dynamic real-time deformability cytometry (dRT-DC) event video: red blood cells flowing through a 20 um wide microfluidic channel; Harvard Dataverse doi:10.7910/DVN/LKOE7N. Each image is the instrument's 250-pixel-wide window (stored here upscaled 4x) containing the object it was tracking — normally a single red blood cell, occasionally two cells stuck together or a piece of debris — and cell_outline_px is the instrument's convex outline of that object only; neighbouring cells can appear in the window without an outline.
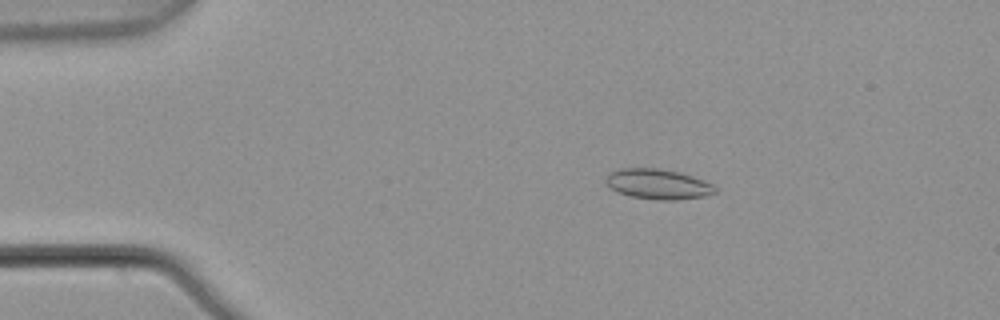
{"species": "common noctule bat (a hibernating species)", "species_latin": "Nyctalus noctula", "temperature_condition": "warm", "stored_images_in_passage": 3, "camera_frame_rate_fps": 3000, "um_per_image_px": 0.085, "animal": {"sex": "male", "body_mass_g": 21.5, "forearm_length_mm": 52.0}, "frame": {"image": 1, "passage_image": 3, "time_ms": 0.667, "image_size_px": [1000, 320], "cell_outline_px": [[716, 192], [704, 196], [676, 200], [660, 200], [632, 196], [620, 192], [612, 188], [604, 180], [604, 176], [608, 172], [620, 168], [660, 168], [680, 172], [704, 180], [712, 184], [716, 188]], "centroid_in_image_um": [55.92, 15.63], "position_along_channel_um": 29.1, "area_um2": 19.19}}